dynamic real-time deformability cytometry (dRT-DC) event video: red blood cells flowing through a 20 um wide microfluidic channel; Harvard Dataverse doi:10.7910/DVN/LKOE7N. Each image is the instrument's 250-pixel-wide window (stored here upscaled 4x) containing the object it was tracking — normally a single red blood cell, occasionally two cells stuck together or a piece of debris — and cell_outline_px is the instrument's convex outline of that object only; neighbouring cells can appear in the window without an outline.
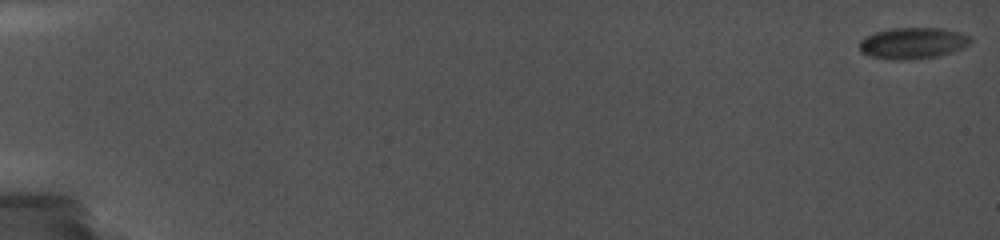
{"species": "common noctule bat (a hibernating species)", "species_latin": "Nyctalus noctula", "temperature_condition": "cold", "stored_images_in_passage": 14, "camera_frame_rate_fps": 5000, "um_per_image_px": 0.085, "animal": {"sex": "female", "body_mass_g": 19.0, "forearm_length_mm": 56.7}, "frame": {"image": 1, "passage_image": 1, "time_ms": 0.0, "image_size_px": [1000, 240], "cell_outline_px": [[972, 40], [968, 44], [952, 52], [940, 56], [900, 60], [892, 60], [868, 56], [860, 52], [860, 40], [864, 36], [888, 28], [940, 28], [960, 32], [968, 36]], "centroid_in_image_um": [77.54, 3.67], "position_along_channel_um": 7.5, "area_um2": 20.29}}
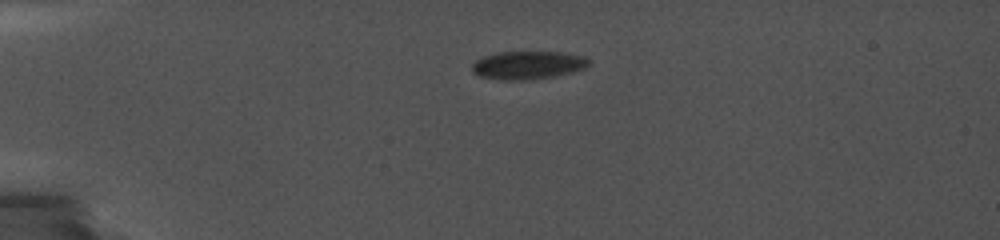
{"frame": {"image": 2, "passage_image": 9, "time_ms": 4.8, "image_size_px": [1000, 240], "cell_outline_px": [[592, 64], [584, 68], [572, 72], [552, 76], [524, 80], [500, 80], [480, 76], [472, 72], [472, 64], [476, 60], [484, 56], [496, 52], [560, 52], [584, 56], [592, 60]], "centroid_in_image_um": [44.88, 5.53], "position_along_channel_um": 40.1, "area_um2": 19.19}}